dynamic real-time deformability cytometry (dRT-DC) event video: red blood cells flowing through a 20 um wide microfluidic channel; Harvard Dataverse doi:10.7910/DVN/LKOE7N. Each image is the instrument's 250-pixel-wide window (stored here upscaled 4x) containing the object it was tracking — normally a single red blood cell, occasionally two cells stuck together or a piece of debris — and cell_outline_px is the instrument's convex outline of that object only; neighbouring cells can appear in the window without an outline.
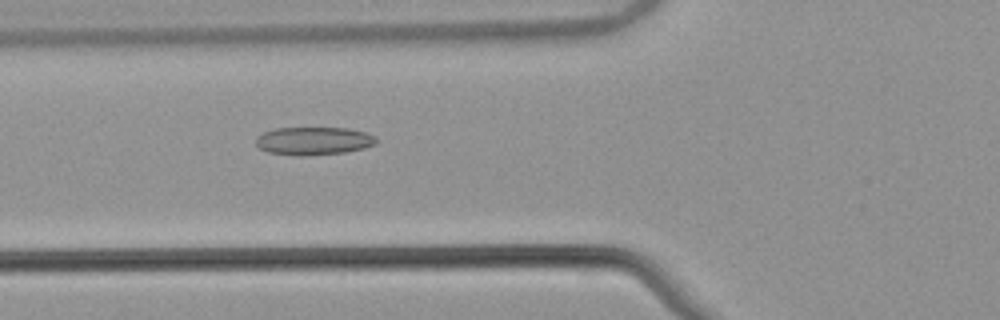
{"species": "common noctule bat (a hibernating species)", "species_latin": "Nyctalus noctula", "temperature_condition": "warm", "stored_images_in_passage": 54, "camera_frame_rate_fps": 3000, "um_per_image_px": 0.085, "animal": {"sex": "male", "body_mass_g": 21.5, "forearm_length_mm": 52.0}, "frame": {"image": 1, "passage_image": 21, "time_ms": 6.667, "image_size_px": [1000, 320], "cell_outline_px": [[380, 140], [376, 144], [364, 148], [344, 152], [304, 156], [296, 156], [268, 152], [260, 148], [256, 144], [256, 136], [264, 132], [276, 128], [348, 128], [364, 132], [376, 136]], "centroid_in_image_um": [26.68, 11.98], "position_along_channel_um": 99.1, "area_um2": 19.77}}
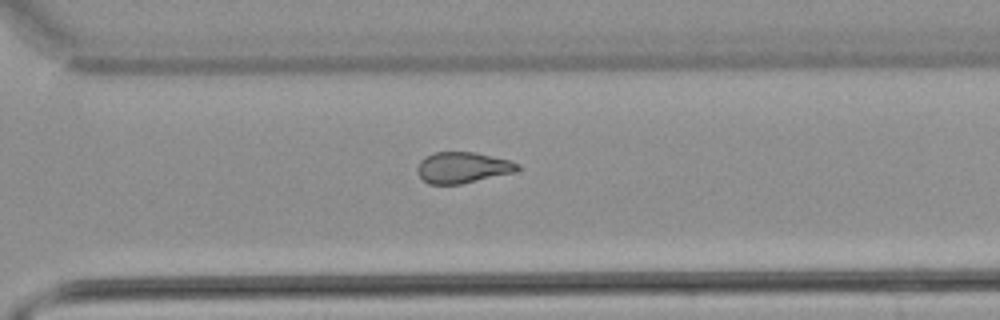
{"frame": {"image": 2, "passage_image": 39, "time_ms": 12.667, "image_size_px": [1000, 320], "cell_outline_px": [[520, 168], [512, 172], [460, 184], [428, 184], [416, 172], [416, 168], [420, 160], [424, 156], [436, 152], [476, 152], [512, 160], [520, 164]], "centroid_in_image_um": [39.3, 14.22], "position_along_channel_um": 331.3, "area_um2": 18.15}}
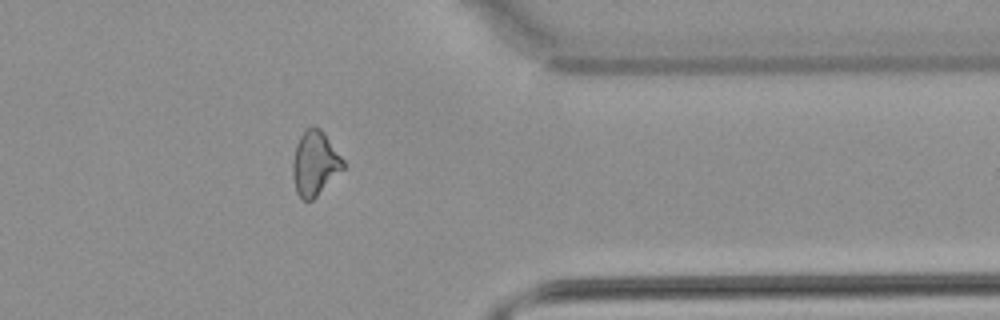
{"frame": {"image": 3, "passage_image": 44, "time_ms": 14.333, "image_size_px": [1000, 320], "cell_outline_px": [[344, 168], [312, 200], [304, 200], [296, 192], [292, 176], [292, 164], [296, 144], [304, 128], [312, 124], [320, 128], [324, 132], [344, 160]], "centroid_in_image_um": [26.74, 13.83], "position_along_channel_um": 384.7, "area_um2": 19.02}, "authors_computed_cell_mechanics": {"area_um2": 19.5364, "velocity_mm_per_s": 3.866, "shape_relaxation_time_tau1_ms": null, "shape_relaxation_time_tau2_ms": 3.0596, "deformation_change_tau1": null, "deformation_change_tau2": 0.11}}